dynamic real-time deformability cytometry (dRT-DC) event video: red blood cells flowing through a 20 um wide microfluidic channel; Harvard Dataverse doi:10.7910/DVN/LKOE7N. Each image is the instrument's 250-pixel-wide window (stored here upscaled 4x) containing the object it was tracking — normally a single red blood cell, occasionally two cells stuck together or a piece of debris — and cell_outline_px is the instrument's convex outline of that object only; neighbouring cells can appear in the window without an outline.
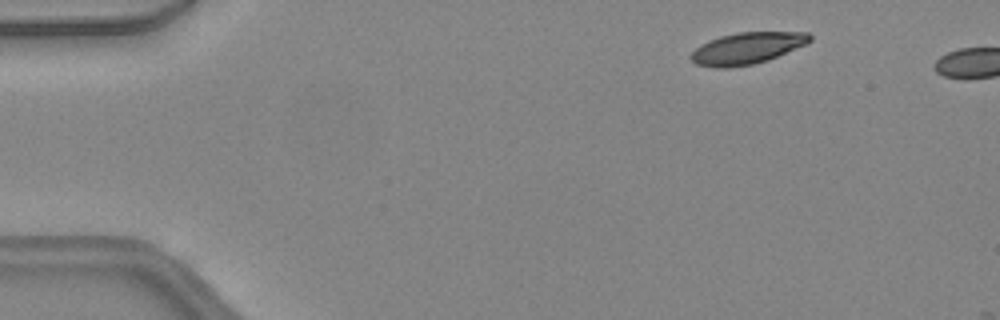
{"species": "common noctule bat (a hibernating species)", "species_latin": "Nyctalus noctula", "temperature_condition": "warm", "stored_images_in_passage": 8, "camera_frame_rate_fps": 3000, "um_per_image_px": 0.085, "animal": {"sex": "female", "body_mass_g": 24.6, "forearm_length_mm": 56.2}, "frame": {"image": 1, "passage_image": 4, "time_ms": 1.0, "image_size_px": [1000, 320], "cell_outline_px": [[812, 40], [804, 44], [768, 60], [752, 64], [728, 68], [716, 68], [696, 64], [688, 56], [700, 44], [708, 40], [720, 36], [736, 32], [808, 32], [812, 36]], "centroid_in_image_um": [63.45, 4.09], "position_along_channel_um": 21.6, "area_um2": 21.85}}